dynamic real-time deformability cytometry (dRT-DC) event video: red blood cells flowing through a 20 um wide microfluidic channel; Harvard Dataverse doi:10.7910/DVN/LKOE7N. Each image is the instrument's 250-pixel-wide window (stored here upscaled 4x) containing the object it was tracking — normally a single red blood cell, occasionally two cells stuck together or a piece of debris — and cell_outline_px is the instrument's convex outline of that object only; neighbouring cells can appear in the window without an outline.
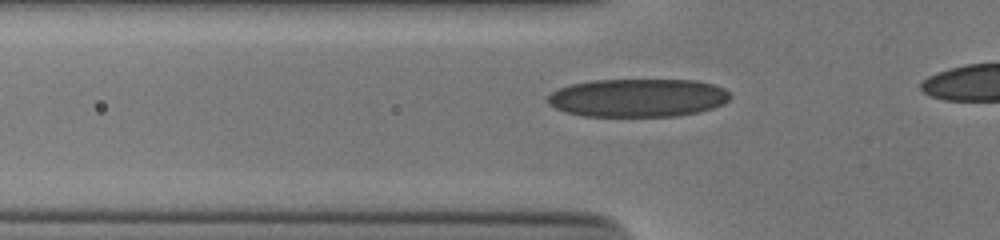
{"species": "human", "species_latin": "Homo sapiens", "temperature_condition": "cold", "stored_images_in_passage": 39, "camera_frame_rate_fps": 3000, "um_per_image_px": 0.085, "donor": {"sex": "male"}, "frame": {"image": 1, "passage_image": 11, "time_ms": 3.333, "image_size_px": [1000, 240], "cell_outline_px": [[732, 96], [724, 104], [700, 112], [676, 116], [584, 116], [568, 112], [556, 108], [548, 104], [548, 96], [552, 92], [560, 88], [572, 84], [592, 80], [696, 80], [712, 84], [724, 88]], "centroid_in_image_um": [54.25, 8.31], "position_along_channel_um": 71.5, "area_um2": 40.63}}
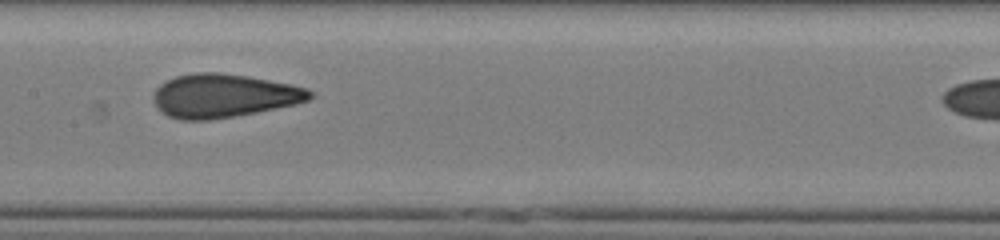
{"frame": {"image": 2, "passage_image": 20, "time_ms": 6.333, "image_size_px": [1000, 240], "cell_outline_px": [[312, 96], [308, 100], [296, 104], [256, 112], [208, 120], [180, 120], [168, 116], [156, 104], [152, 96], [156, 88], [160, 84], [176, 76], [196, 72], [220, 72], [248, 76], [292, 84], [308, 88], [312, 92]], "centroid_in_image_um": [19.02, 8.12], "position_along_channel_um": 188.4, "area_um2": 39.54}}
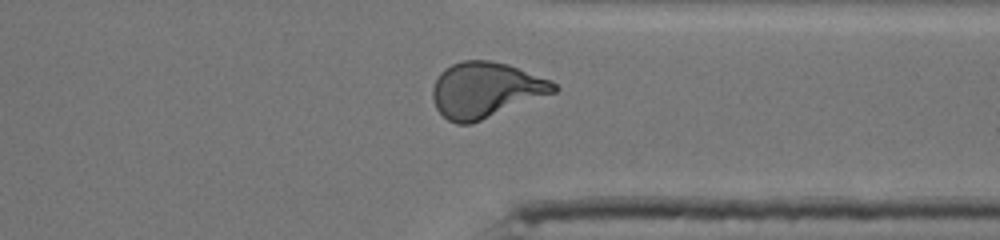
{"frame": {"image": 3, "passage_image": 34, "time_ms": 11.0, "image_size_px": [1000, 240], "cell_outline_px": [[560, 88], [556, 92], [472, 124], [456, 124], [448, 120], [436, 108], [432, 96], [432, 88], [440, 72], [444, 68], [452, 64], [464, 60], [488, 60], [508, 64], [552, 80]], "centroid_in_image_um": [41.29, 7.64], "position_along_channel_um": 370.1, "area_um2": 39.42}, "authors_computed_cell_mechanics": {"area_um2": 39.1306, "velocity_mm_per_s": 3.9029, "shape_relaxation_time_tau1_ms": 4.5677, "shape_relaxation_time_tau2_ms": 0.9699, "deformation_change_tau1": 0.1822, "deformation_change_tau2": 0.0744}}